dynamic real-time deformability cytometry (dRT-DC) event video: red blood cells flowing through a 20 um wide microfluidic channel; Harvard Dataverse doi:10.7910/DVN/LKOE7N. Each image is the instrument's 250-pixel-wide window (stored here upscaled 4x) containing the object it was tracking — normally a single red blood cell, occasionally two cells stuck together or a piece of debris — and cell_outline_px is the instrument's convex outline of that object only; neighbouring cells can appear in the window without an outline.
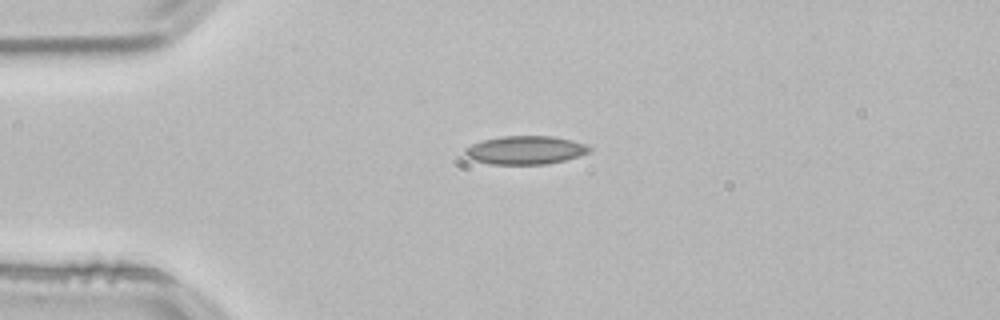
{"species": "common noctule bat (a hibernating species)", "species_latin": "Nyctalus noctula", "temperature_condition": "room temperature", "stored_images_in_passage": 41, "camera_frame_rate_fps": 3000, "um_per_image_px": 0.085, "animal": {"sex": "male", "body_mass_g": 21.5, "forearm_length_mm": 52.0}, "frame": {"image": 1, "passage_image": 1, "time_ms": 0.0, "image_size_px": [1000, 320], "cell_outline_px": [[592, 152], [580, 156], [548, 164], [492, 164], [472, 160], [464, 152], [464, 148], [472, 144], [484, 140], [500, 136], [556, 136], [572, 140], [584, 144], [592, 148]], "centroid_in_image_um": [44.69, 12.75], "position_along_channel_um": 40.3, "area_um2": 20.69}}
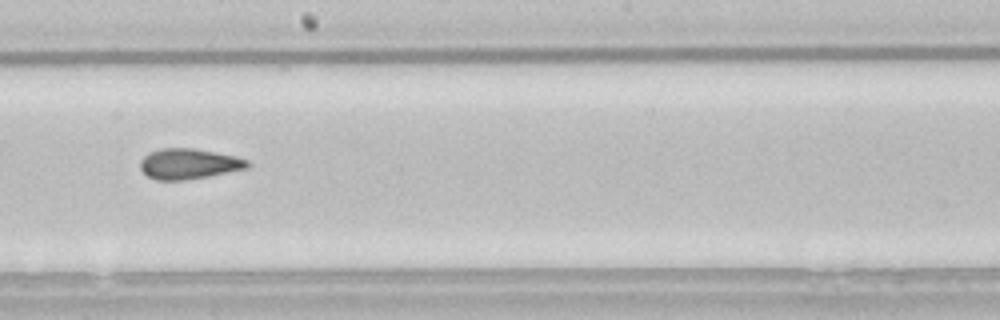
{"frame": {"image": 2, "passage_image": 18, "time_ms": 5.667, "image_size_px": [1000, 320], "cell_outline_px": [[252, 164], [248, 168], [208, 176], [184, 180], [156, 180], [148, 176], [140, 168], [140, 160], [148, 152], [160, 148], [192, 148], [216, 152], [236, 156], [248, 160]], "centroid_in_image_um": [16.05, 13.92], "position_along_channel_um": 232.1, "area_um2": 19.13}}
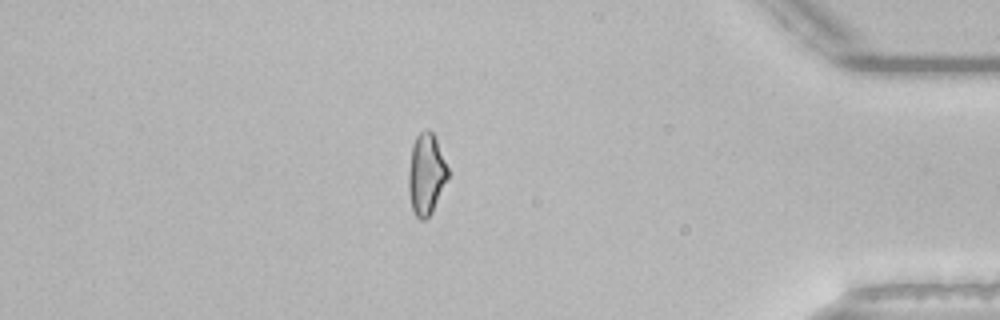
{"frame": {"image": 3, "passage_image": 34, "time_ms": 11.0, "image_size_px": [1000, 320], "cell_outline_px": [[448, 176], [432, 212], [424, 220], [420, 220], [416, 216], [412, 208], [408, 192], [408, 172], [412, 144], [416, 136], [424, 128], [428, 128], [432, 132], [436, 140], [448, 168]], "centroid_in_image_um": [36.2, 14.78], "position_along_channel_um": 399.0, "area_um2": 18.5}, "authors_computed_cell_mechanics": {"area_um2": 18.8428, "velocity_mm_per_s": 3.8494, "shape_relaxation_time_tau1_ms": 4.9262, "shape_relaxation_time_tau2_ms": 1.9611, "deformation_change_tau1": 0.1418, "deformation_change_tau2": 0.1018}}